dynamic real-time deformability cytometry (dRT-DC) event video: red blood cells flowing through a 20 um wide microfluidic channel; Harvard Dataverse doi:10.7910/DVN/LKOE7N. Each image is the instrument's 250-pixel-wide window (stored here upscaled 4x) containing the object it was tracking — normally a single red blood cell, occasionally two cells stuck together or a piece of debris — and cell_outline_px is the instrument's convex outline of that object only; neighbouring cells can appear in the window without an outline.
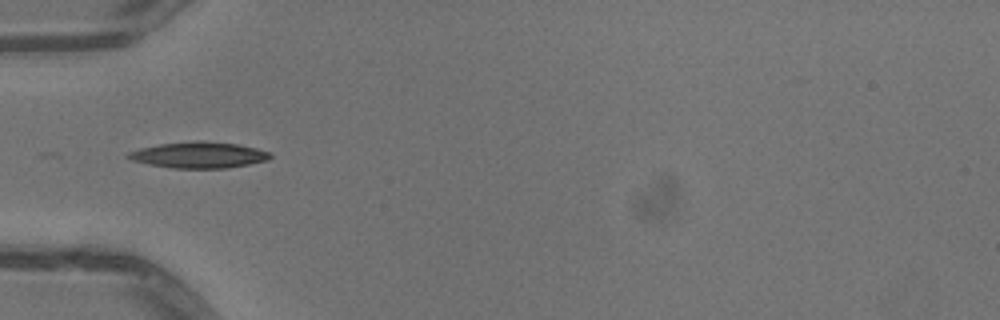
{"species": "common noctule bat (a hibernating species)", "species_latin": "Nyctalus noctula", "temperature_condition": "warm", "stored_images_in_passage": 21, "camera_frame_rate_fps": 3000, "um_per_image_px": 0.085, "animal": {"sex": "male", "body_mass_g": 13.3}, "frame": {"image": 1, "passage_image": 3, "time_ms": 0.667, "image_size_px": [1000, 320], "cell_outline_px": [[272, 156], [268, 160], [228, 168], [172, 168], [148, 164], [132, 160], [124, 156], [128, 152], [140, 148], [160, 144], [196, 140], [200, 140], [236, 144], [256, 148], [268, 152]], "centroid_in_image_um": [16.87, 13.17], "position_along_channel_um": 68.1, "area_um2": 21.56}}
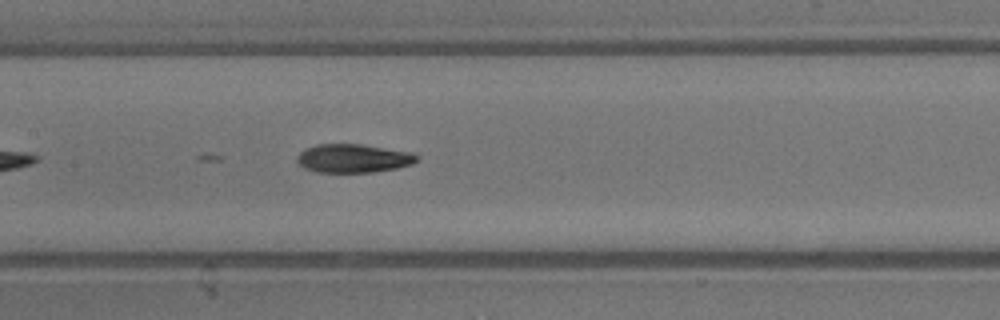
{"frame": {"image": 2, "passage_image": 11, "time_ms": 3.333, "image_size_px": [1000, 320], "cell_outline_px": [[420, 160], [412, 164], [396, 168], [372, 172], [316, 172], [304, 168], [296, 160], [296, 156], [304, 148], [316, 144], [360, 144], [412, 152], [420, 156]], "centroid_in_image_um": [30.03, 13.45], "position_along_channel_um": 177.4, "area_um2": 20.11}}